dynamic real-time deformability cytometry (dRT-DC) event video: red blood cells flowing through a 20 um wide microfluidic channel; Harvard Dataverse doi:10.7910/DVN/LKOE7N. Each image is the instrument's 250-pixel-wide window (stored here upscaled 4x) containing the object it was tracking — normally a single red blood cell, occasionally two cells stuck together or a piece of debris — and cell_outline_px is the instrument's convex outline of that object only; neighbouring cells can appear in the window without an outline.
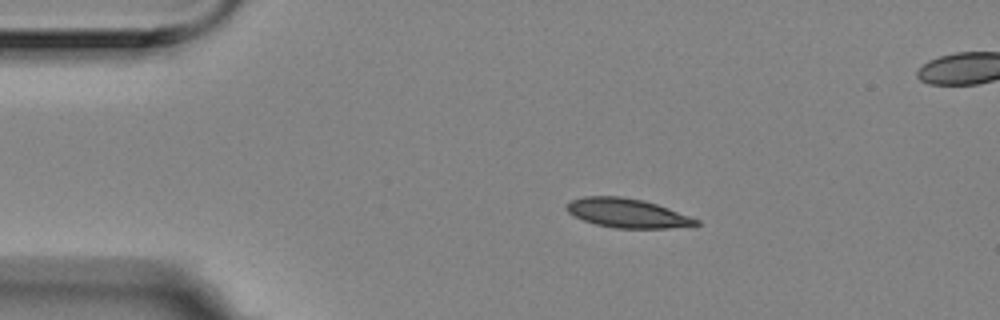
{"species": "Egyptian fruit bat (a non-hibernating species)", "species_latin": "Rousettus aegyptiacus", "temperature_condition": "room temperature", "stored_images_in_passage": 3, "segment_of_instrument_passage": [1, 2], "camera_frame_rate_fps": 3000, "um_per_image_px": 0.085, "animal": {"sex": "female"}, "frame": {"image": 1, "passage_image": 1, "time_ms": 0.0, "image_size_px": [1000, 320], "cell_outline_px": [[700, 224], [668, 228], [616, 228], [596, 224], [584, 220], [568, 212], [564, 208], [572, 200], [584, 196], [620, 196], [644, 200], [668, 208], [700, 220]], "centroid_in_image_um": [53.31, 18.11], "position_along_channel_um": 31.7, "area_um2": 21.73}}